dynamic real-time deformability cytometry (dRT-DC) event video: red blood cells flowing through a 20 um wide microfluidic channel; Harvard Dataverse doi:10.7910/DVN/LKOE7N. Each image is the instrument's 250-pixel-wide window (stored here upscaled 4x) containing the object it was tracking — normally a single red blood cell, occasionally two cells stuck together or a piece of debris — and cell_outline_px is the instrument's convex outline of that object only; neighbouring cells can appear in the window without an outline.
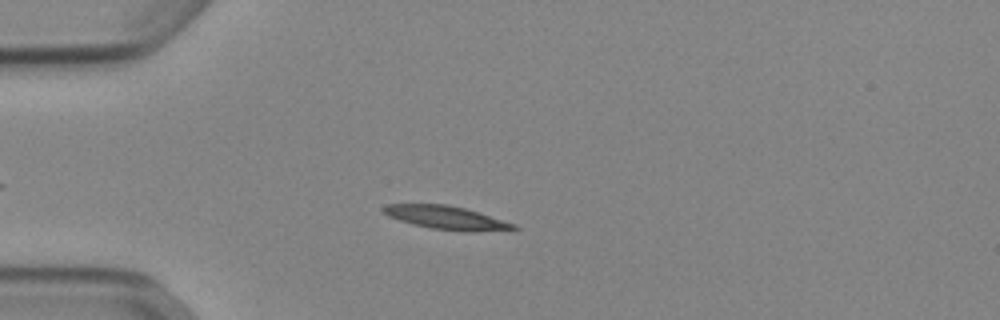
{"species": "Egyptian fruit bat (a non-hibernating species)", "species_latin": "Rousettus aegyptiacus", "temperature_condition": "cold", "stored_images_in_passage": 30, "camera_frame_rate_fps": 3000, "um_per_image_px": 0.085, "animal": {"sex": "female"}, "frame": {"image": 1, "passage_image": 3, "time_ms": 0.667, "image_size_px": [1000, 320], "cell_outline_px": [[520, 228], [476, 232], [464, 232], [432, 228], [412, 224], [388, 216], [380, 208], [384, 204], [448, 204], [464, 208], [516, 224]], "centroid_in_image_um": [37.91, 18.5], "position_along_channel_um": 47.1, "area_um2": 17.69}}
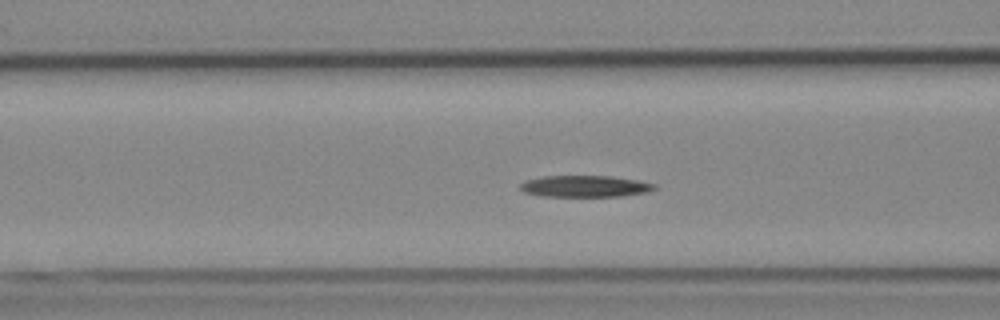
{"frame": {"image": 2, "passage_image": 10, "time_ms": 3.0, "image_size_px": [1000, 320], "cell_outline_px": [[656, 188], [648, 192], [624, 196], [540, 196], [524, 192], [520, 188], [520, 184], [524, 180], [544, 176], [612, 176], [636, 180], [656, 184]], "centroid_in_image_um": [49.72, 15.83], "position_along_channel_um": 116.9, "area_um2": 16.88}}
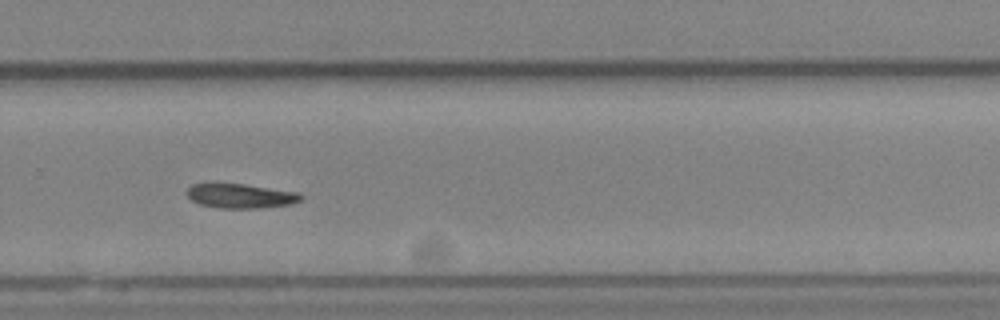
{"frame": {"image": 3, "passage_image": 25, "time_ms": 8.0, "image_size_px": [1000, 320], "cell_outline_px": [[304, 196], [300, 200], [292, 204], [260, 208], [220, 208], [200, 204], [192, 200], [188, 196], [188, 188], [192, 184], [244, 184], [300, 192]], "centroid_in_image_um": [20.51, 16.66], "position_along_channel_um": 309.3, "area_um2": 16.13}, "authors_computed_cell_mechanics": {"area_um2": 17.1377, "velocity_mm_per_s": 3.8621, "shape_relaxation_time_tau1_ms": 5.5887, "shape_relaxation_time_tau2_ms": null, "deformation_change_tau1": 0.1471, "deformation_change_tau2": null}}